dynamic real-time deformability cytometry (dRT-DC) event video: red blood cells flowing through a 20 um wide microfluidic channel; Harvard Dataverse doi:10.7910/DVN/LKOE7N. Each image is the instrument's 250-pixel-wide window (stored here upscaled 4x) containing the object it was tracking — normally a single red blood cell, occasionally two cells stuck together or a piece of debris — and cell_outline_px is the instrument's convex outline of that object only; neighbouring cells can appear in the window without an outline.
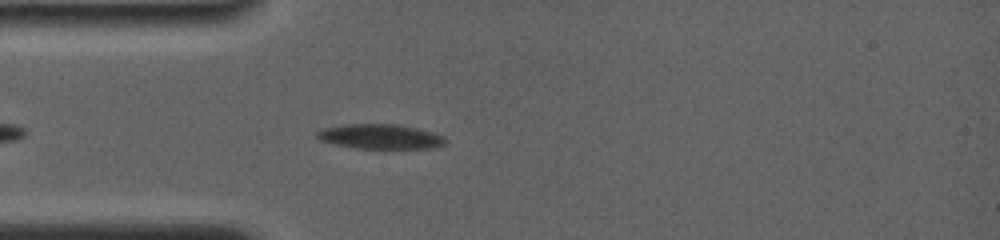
{"species": "common noctule bat (a hibernating species)", "species_latin": "Nyctalus noctula", "temperature_condition": "room temperature", "stored_images_in_passage": 18, "camera_frame_rate_fps": 4000, "um_per_image_px": 0.085, "animal": {"sex": "female", "body_mass_g": 19.0, "forearm_length_mm": 56.7}, "frame": {"image": 1, "passage_image": 4, "time_ms": 1.5, "image_size_px": [1000, 240], "cell_outline_px": [[448, 140], [444, 144], [428, 148], [356, 148], [336, 144], [320, 140], [316, 136], [316, 132], [324, 128], [344, 124], [396, 124], [416, 128], [432, 132], [444, 136]], "centroid_in_image_um": [32.32, 11.6], "position_along_channel_um": 52.7, "area_um2": 18.32}}
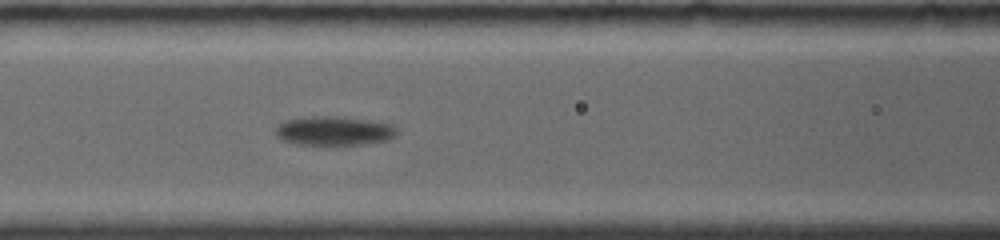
{"frame": {"image": 2, "passage_image": 9, "time_ms": 4.0, "image_size_px": [1000, 240], "cell_outline_px": [[396, 132], [388, 140], [364, 144], [336, 148], [296, 144], [284, 140], [276, 136], [276, 128], [284, 120], [312, 116], [336, 116], [368, 120], [392, 124], [396, 128]], "centroid_in_image_um": [28.37, 11.17], "position_along_channel_um": 138.2, "area_um2": 21.27}}
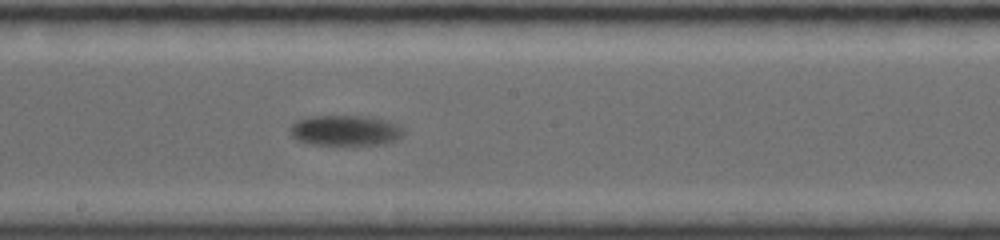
{"frame": {"image": 3, "passage_image": 16, "time_ms": 6.25, "image_size_px": [1000, 240], "cell_outline_px": [[404, 132], [396, 140], [384, 144], [308, 144], [296, 140], [292, 136], [288, 128], [296, 120], [312, 116], [368, 116], [388, 120], [404, 128]], "centroid_in_image_um": [29.33, 11.08], "position_along_channel_um": 218.9, "area_um2": 20.23}}